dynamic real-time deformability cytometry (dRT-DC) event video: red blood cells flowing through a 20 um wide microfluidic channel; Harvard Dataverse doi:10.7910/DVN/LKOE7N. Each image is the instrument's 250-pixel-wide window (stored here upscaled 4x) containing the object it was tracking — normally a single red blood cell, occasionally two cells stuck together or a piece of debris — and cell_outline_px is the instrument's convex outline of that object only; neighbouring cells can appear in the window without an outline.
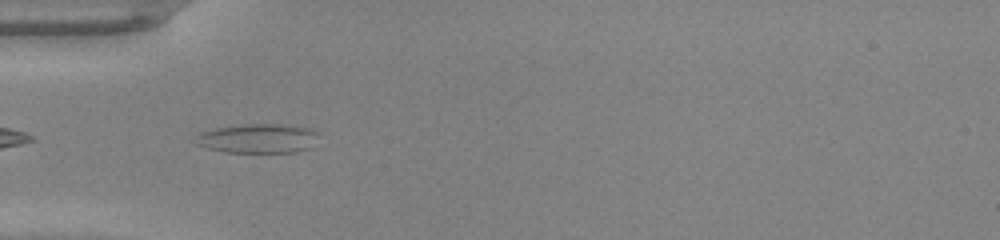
{"species": "common noctule bat (a hibernating species)", "species_latin": "Nyctalus noctula", "temperature_condition": "warm", "stored_images_in_passage": 35, "camera_frame_rate_fps": 3000, "um_per_image_px": 0.085, "animal": {"sex": "male", "body_mass_g": 20.0, "forearm_length_mm": 53.3}, "frame": {"image": 1, "passage_image": 2, "time_ms": 0.333, "image_size_px": [1000, 240], "cell_outline_px": [[316, 132], [312, 148], [296, 152], [224, 152], [208, 148], [196, 144], [196, 136], [200, 132], [216, 128], [248, 124], [284, 124], [308, 128]], "centroid_in_image_um": [21.91, 11.77], "position_along_channel_um": 63.1, "area_um2": 20.81}}
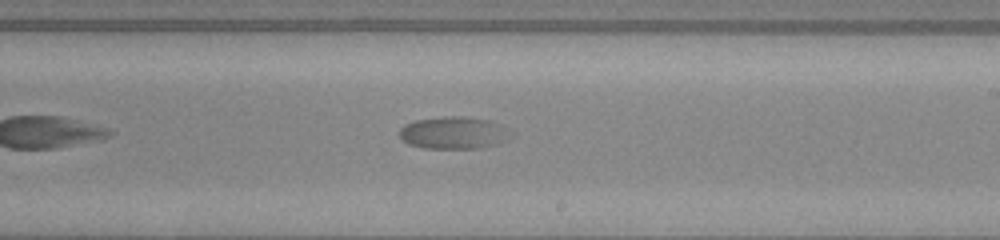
{"frame": {"image": 2, "passage_image": 16, "time_ms": 5.0, "image_size_px": [1000, 240], "cell_outline_px": [[500, 124], [496, 144], [480, 148], [424, 148], [408, 144], [400, 136], [400, 128], [404, 124], [416, 120], [444, 116], [464, 116], [492, 120]], "centroid_in_image_um": [38.32, 11.27], "position_along_channel_um": 250.7, "area_um2": 19.83}}
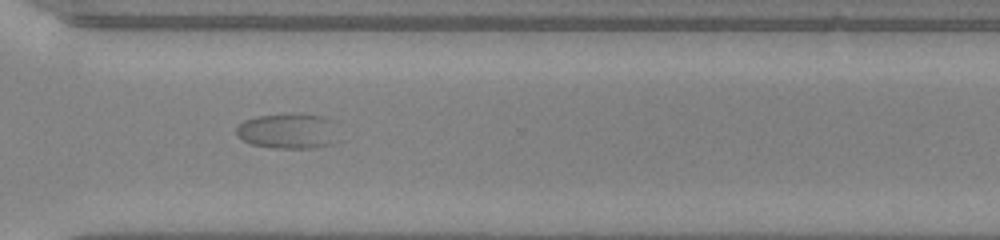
{"frame": {"image": 3, "passage_image": 23, "time_ms": 7.333, "image_size_px": [1000, 240], "cell_outline_px": [[336, 140], [332, 144], [316, 148], [272, 148], [252, 144], [240, 140], [236, 136], [236, 128], [244, 120], [256, 116], [296, 112], [320, 116], [336, 120]], "centroid_in_image_um": [24.5, 11.12], "position_along_channel_um": 346.1, "area_um2": 21.68}}